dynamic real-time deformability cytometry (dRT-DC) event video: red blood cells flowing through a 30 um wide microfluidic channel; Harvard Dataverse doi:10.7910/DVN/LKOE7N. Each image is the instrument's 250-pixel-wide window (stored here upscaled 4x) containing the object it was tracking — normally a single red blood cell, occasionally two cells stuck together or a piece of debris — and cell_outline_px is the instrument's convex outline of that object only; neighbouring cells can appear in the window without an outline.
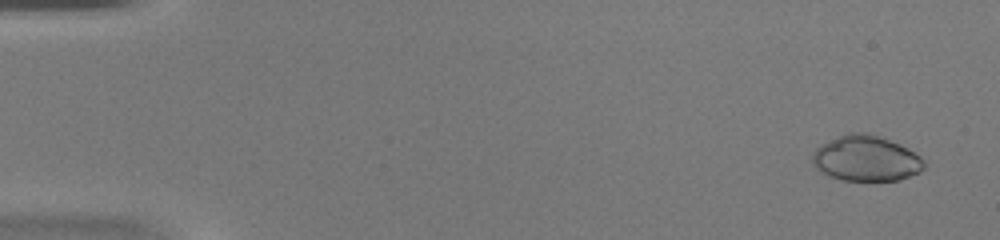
{"species": "common noctule bat (a hibernating species)", "species_latin": "Nyctalus noctula", "temperature_condition": "warm", "stored_images_in_passage": 50, "camera_frame_rate_fps": 3000, "um_per_image_px": 0.085, "animal": {"sex": "female", "body_mass_g": 20.0, "forearm_length_mm": 54.0}, "frame": {"image": 1, "passage_image": 3, "time_ms": 0.667, "image_size_px": [1000, 240], "cell_outline_px": [[924, 168], [920, 172], [896, 180], [840, 180], [828, 176], [820, 172], [812, 164], [812, 156], [816, 148], [820, 144], [848, 132], [868, 132], [900, 144], [908, 148], [920, 156], [924, 160]], "centroid_in_image_um": [73.58, 13.46], "position_along_channel_um": 11.4, "area_um2": 29.77}}
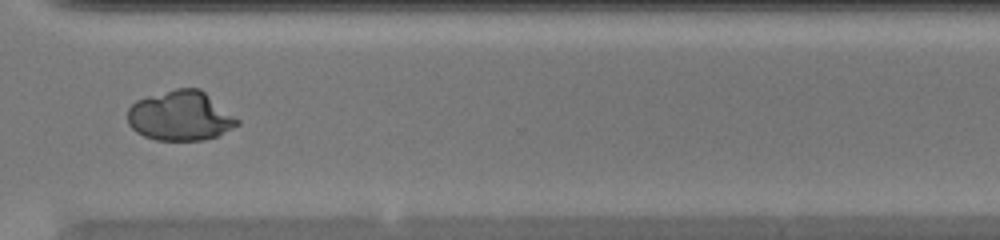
{"frame": {"image": 2, "passage_image": 38, "time_ms": 12.333, "image_size_px": [1000, 240], "cell_outline_px": [[240, 124], [216, 136], [204, 140], [156, 140], [144, 136], [136, 132], [128, 124], [128, 108], [136, 100], [148, 96], [176, 88], [200, 88], [240, 120]], "centroid_in_image_um": [15.32, 9.85], "position_along_channel_um": 355.3, "area_um2": 31.73}}
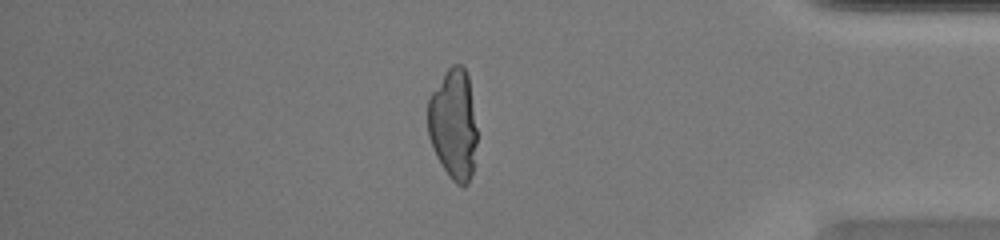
{"frame": {"image": 3, "passage_image": 43, "time_ms": 14.0, "image_size_px": [1000, 240], "cell_outline_px": [[476, 144], [472, 176], [468, 184], [464, 188], [456, 184], [448, 176], [436, 156], [428, 136], [428, 100], [432, 92], [448, 68], [452, 64], [460, 64], [464, 68], [468, 76], [476, 128]], "centroid_in_image_um": [38.54, 10.62], "position_along_channel_um": 396.7, "area_um2": 31.67}}